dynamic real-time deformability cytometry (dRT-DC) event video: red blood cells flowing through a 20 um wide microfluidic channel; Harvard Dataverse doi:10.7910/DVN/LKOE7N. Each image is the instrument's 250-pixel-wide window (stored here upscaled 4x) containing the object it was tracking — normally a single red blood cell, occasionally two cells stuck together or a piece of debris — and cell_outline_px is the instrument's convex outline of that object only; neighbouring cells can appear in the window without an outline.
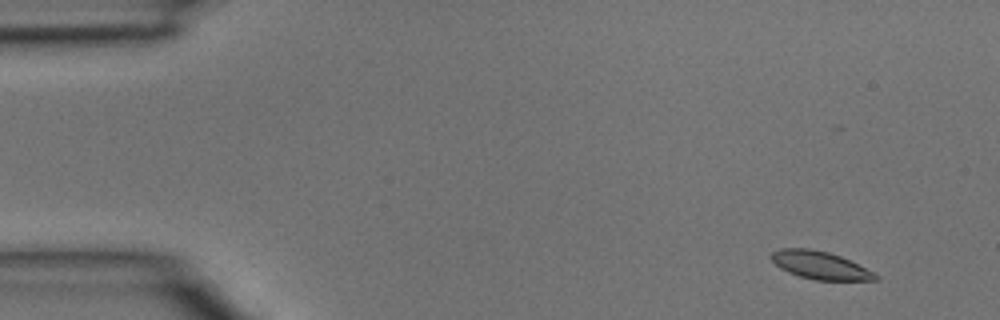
{"species": "common noctule bat (a hibernating species)", "species_latin": "Nyctalus noctula", "temperature_condition": "room temperature", "stored_images_in_passage": 4, "camera_frame_rate_fps": 3000, "um_per_image_px": 0.085, "animal": {"sex": "male", "body_mass_g": 15.6}, "frame": {"image": 1, "passage_image": 1, "time_ms": 0.0, "image_size_px": [1000, 320], "cell_outline_px": [[880, 280], [816, 280], [800, 276], [788, 272], [780, 268], [772, 260], [772, 252], [780, 248], [808, 248], [828, 252], [840, 256], [880, 276]], "centroid_in_image_um": [69.69, 22.55], "position_along_channel_um": 15.3, "area_um2": 16.59}}
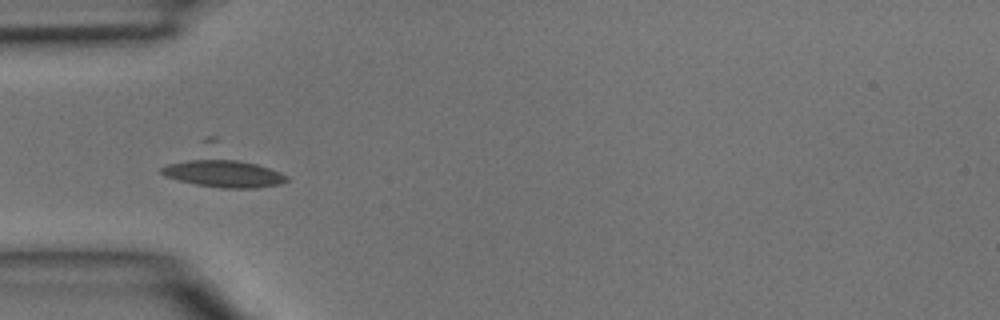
{"frame": {"image": 2, "passage_image": 3, "time_ms": 0.667, "image_size_px": [1000, 320], "cell_outline_px": [[288, 180], [280, 184], [256, 188], [220, 188], [196, 184], [164, 176], [160, 172], [160, 168], [168, 164], [204, 156], [216, 156], [256, 164], [280, 172], [288, 176]], "centroid_in_image_um": [18.97, 14.72], "position_along_channel_um": 66.0, "area_um2": 20.4}}